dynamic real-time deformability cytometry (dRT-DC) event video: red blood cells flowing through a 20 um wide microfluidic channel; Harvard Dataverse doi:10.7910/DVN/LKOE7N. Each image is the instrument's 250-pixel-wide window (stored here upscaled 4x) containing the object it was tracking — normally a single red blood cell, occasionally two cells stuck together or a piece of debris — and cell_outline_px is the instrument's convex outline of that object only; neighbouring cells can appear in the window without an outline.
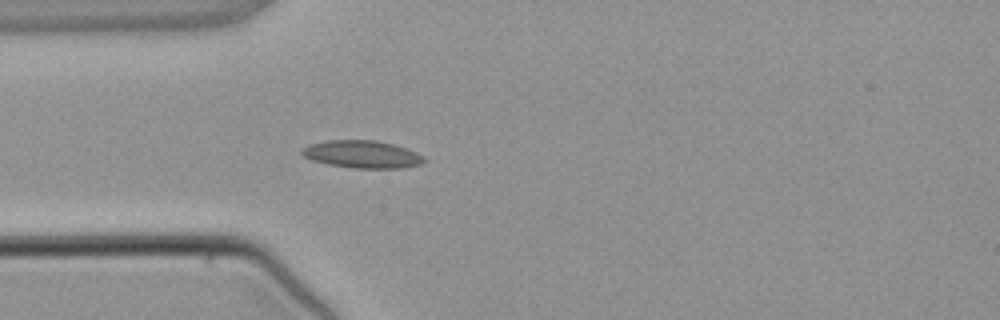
{"species": "common noctule bat (a hibernating species)", "species_latin": "Nyctalus noctula", "temperature_condition": "warm", "stored_images_in_passage": 3, "camera_frame_rate_fps": 3000, "um_per_image_px": 0.085, "animal": {"sex": "male", "body_mass_g": 21.5, "forearm_length_mm": 52.0}, "frame": {"image": 1, "passage_image": 3, "time_ms": 2.667, "image_size_px": [1000, 320], "cell_outline_px": [[428, 160], [424, 164], [400, 168], [352, 168], [328, 164], [312, 160], [304, 156], [300, 152], [308, 144], [328, 140], [376, 140], [392, 144], [416, 152], [424, 156]], "centroid_in_image_um": [30.81, 13.12], "position_along_channel_um": 54.2, "area_um2": 19.65}}